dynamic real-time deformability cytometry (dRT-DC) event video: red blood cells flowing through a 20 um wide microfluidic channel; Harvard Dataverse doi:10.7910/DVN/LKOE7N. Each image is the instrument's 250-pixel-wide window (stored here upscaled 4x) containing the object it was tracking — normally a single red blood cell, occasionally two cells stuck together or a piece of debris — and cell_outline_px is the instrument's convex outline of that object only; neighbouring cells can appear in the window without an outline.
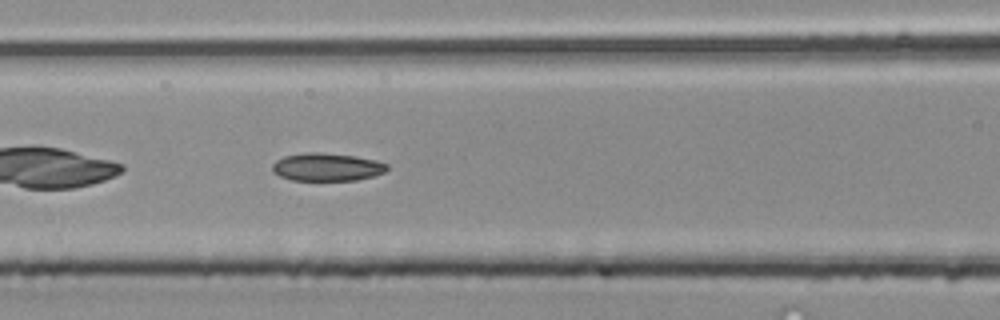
{"species": "common noctule bat (a hibernating species)", "species_latin": "Nyctalus noctula", "temperature_condition": "room temperature", "stored_images_in_passage": 33, "camera_frame_rate_fps": 3000, "um_per_image_px": 0.085, "animal": {"sex": "male", "body_mass_g": 20.4}, "frame": {"image": 1, "passage_image": 6, "time_ms": 1.667, "image_size_px": [1000, 320], "cell_outline_px": [[388, 168], [384, 172], [372, 176], [356, 180], [292, 180], [280, 176], [272, 172], [272, 164], [276, 160], [284, 156], [308, 152], [320, 152], [356, 156], [376, 160], [388, 164]], "centroid_in_image_um": [27.77, 14.19], "position_along_channel_um": 138.8, "area_um2": 18.67}}
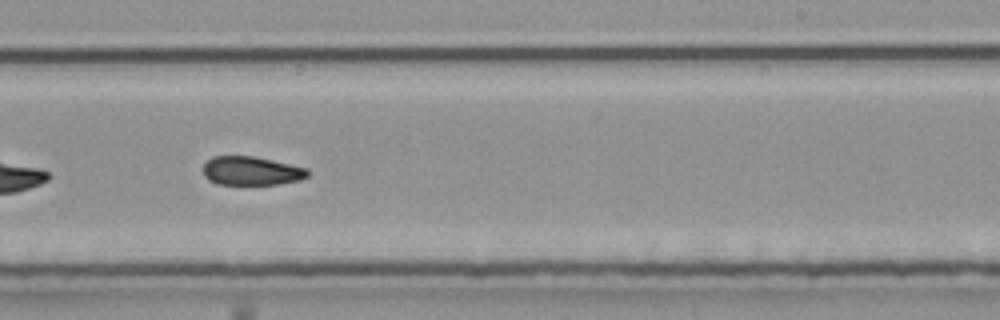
{"frame": {"image": 2, "passage_image": 15, "time_ms": 4.667, "image_size_px": [1000, 320], "cell_outline_px": [[308, 176], [300, 180], [280, 184], [220, 184], [204, 176], [204, 164], [212, 156], [252, 156], [272, 160], [308, 168]], "centroid_in_image_um": [21.4, 14.52], "position_along_channel_um": 267.6, "area_um2": 17.34}}
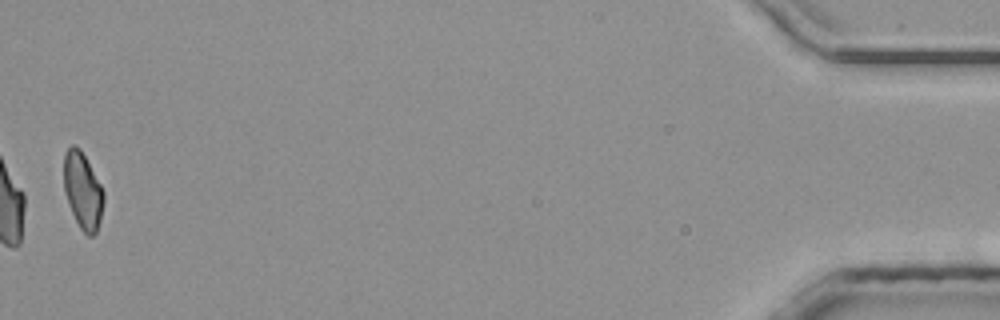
{"frame": {"image": 3, "passage_image": 33, "time_ms": 10.667, "image_size_px": [1000, 320], "cell_outline_px": [[104, 200], [100, 220], [96, 232], [92, 236], [88, 236], [80, 228], [68, 204], [64, 192], [64, 152], [72, 144], [76, 144], [80, 148], [100, 184], [104, 192]], "centroid_in_image_um": [7.02, 16.19], "position_along_channel_um": 428.2, "area_um2": 17.69}}